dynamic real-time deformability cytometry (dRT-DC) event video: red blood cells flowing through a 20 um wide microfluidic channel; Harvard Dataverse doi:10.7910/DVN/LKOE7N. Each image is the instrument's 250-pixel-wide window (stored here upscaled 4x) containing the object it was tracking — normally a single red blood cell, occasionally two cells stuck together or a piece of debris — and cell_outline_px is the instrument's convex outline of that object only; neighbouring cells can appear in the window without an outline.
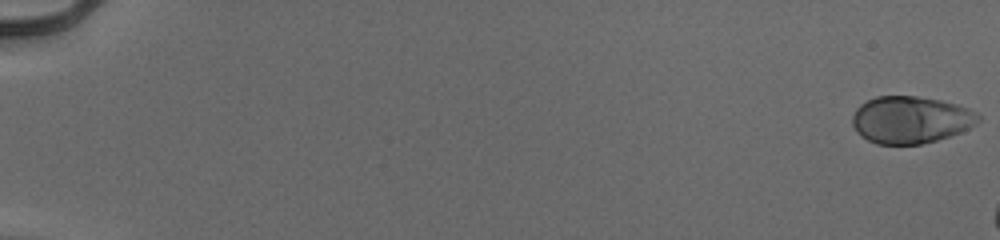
{"species": "human", "species_latin": "Homo sapiens", "temperature_condition": "cold", "stored_images_in_passage": 14, "camera_frame_rate_fps": 3000, "um_per_image_px": 0.085, "donor": {"sex": "male"}, "frame": {"image": 1, "passage_image": 1, "time_ms": 0.0, "image_size_px": [1000, 240], "cell_outline_px": [[980, 120], [976, 124], [960, 132], [936, 140], [920, 144], [876, 144], [860, 136], [856, 132], [852, 124], [852, 116], [856, 108], [860, 104], [876, 96], [916, 96], [940, 100], [956, 104], [968, 108], [976, 112], [980, 116]], "centroid_in_image_um": [77.38, 10.18], "position_along_channel_um": 7.6, "area_um2": 34.62}}